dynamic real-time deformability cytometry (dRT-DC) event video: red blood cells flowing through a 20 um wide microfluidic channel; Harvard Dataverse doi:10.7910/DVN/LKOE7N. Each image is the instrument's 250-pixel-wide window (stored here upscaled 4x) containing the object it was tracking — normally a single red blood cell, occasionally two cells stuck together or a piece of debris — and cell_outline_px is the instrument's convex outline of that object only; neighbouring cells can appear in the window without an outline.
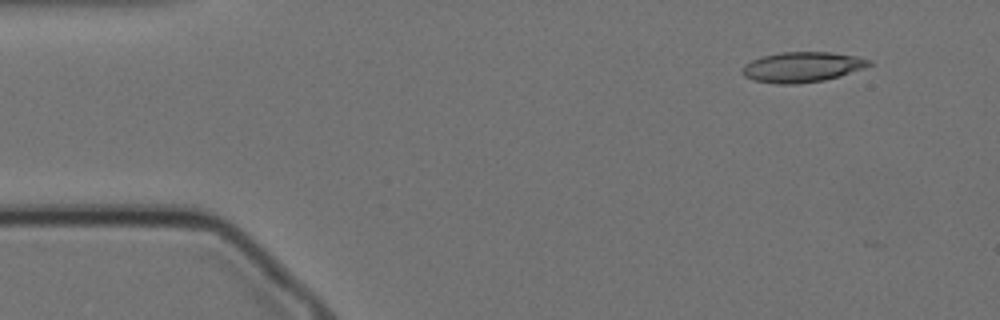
{"species": "Egyptian fruit bat (a non-hibernating species)", "species_latin": "Rousettus aegyptiacus", "temperature_condition": "cold", "stored_images_in_passage": 5, "camera_frame_rate_fps": 3000, "um_per_image_px": 0.085, "animal": {"sex": "female"}, "frame": {"image": 1, "passage_image": 1, "time_ms": 0.0, "image_size_px": [1000, 320], "cell_outline_px": [[872, 64], [864, 68], [840, 76], [824, 80], [796, 84], [776, 84], [752, 80], [744, 76], [740, 72], [744, 64], [752, 60], [764, 56], [780, 52], [828, 52], [856, 56], [872, 60]], "centroid_in_image_um": [68.17, 5.7], "position_along_channel_um": 16.8, "area_um2": 22.43}}